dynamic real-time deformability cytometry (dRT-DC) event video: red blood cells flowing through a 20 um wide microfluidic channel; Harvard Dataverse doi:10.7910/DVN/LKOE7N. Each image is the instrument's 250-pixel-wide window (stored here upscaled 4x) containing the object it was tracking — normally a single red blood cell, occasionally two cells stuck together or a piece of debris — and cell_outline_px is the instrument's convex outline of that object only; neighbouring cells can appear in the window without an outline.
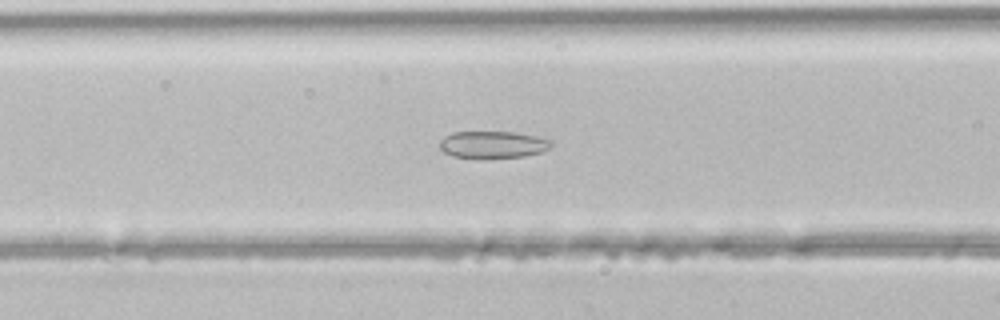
{"species": "common noctule bat (a hibernating species)", "species_latin": "Nyctalus noctula", "temperature_condition": "room temperature", "stored_images_in_passage": 33, "camera_frame_rate_fps": 3000, "um_per_image_px": 0.085, "animal": {"sex": "male", "body_mass_g": 21.5, "forearm_length_mm": 52.0}, "frame": {"image": 1, "passage_image": 5, "time_ms": 1.333, "image_size_px": [1000, 320], "cell_outline_px": [[552, 144], [548, 148], [540, 152], [524, 156], [452, 156], [444, 152], [440, 148], [440, 140], [444, 136], [452, 132], [512, 132], [536, 136], [552, 140]], "centroid_in_image_um": [41.88, 12.25], "position_along_channel_um": 124.7, "area_um2": 16.94}}
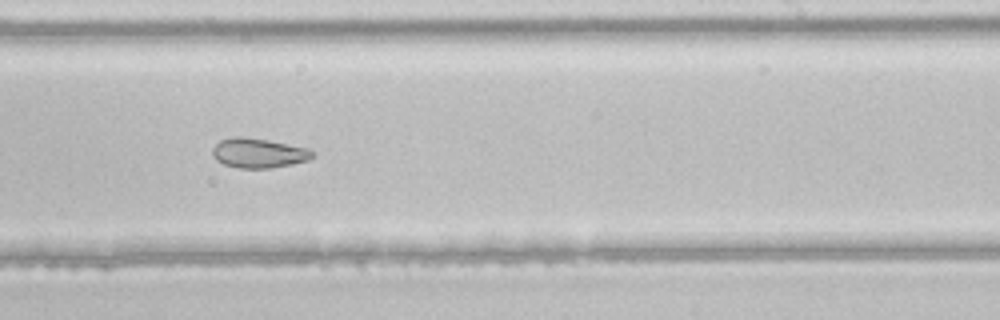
{"frame": {"image": 2, "passage_image": 15, "time_ms": 4.667, "image_size_px": [1000, 320], "cell_outline_px": [[312, 156], [308, 160], [292, 164], [268, 168], [240, 168], [224, 164], [216, 160], [212, 156], [212, 148], [220, 140], [232, 136], [240, 136], [268, 140], [308, 148], [312, 152]], "centroid_in_image_um": [21.92, 13.0], "position_along_channel_um": 267.1, "area_um2": 17.17}}
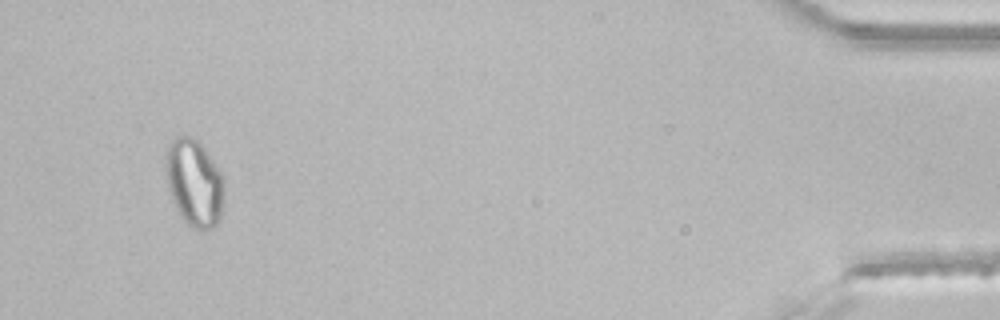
{"frame": {"image": 3, "passage_image": 31, "time_ms": 10.0, "image_size_px": [1000, 320], "cell_outline_px": [[224, 196], [220, 216], [216, 224], [212, 228], [192, 228], [180, 216], [172, 200], [168, 188], [164, 164], [168, 144], [176, 136], [188, 136], [196, 140], [204, 148], [224, 176]], "centroid_in_image_um": [16.5, 15.52], "position_along_channel_um": 418.7, "area_um2": 29.71}}